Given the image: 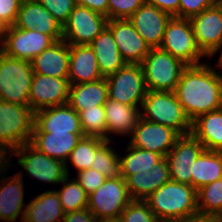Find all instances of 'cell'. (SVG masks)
<instances>
[{
    "mask_svg": "<svg viewBox=\"0 0 222 222\" xmlns=\"http://www.w3.org/2000/svg\"><path fill=\"white\" fill-rule=\"evenodd\" d=\"M34 74L53 78H68L69 44L63 39L56 41L31 60Z\"/></svg>",
    "mask_w": 222,
    "mask_h": 222,
    "instance_id": "25",
    "label": "cell"
},
{
    "mask_svg": "<svg viewBox=\"0 0 222 222\" xmlns=\"http://www.w3.org/2000/svg\"><path fill=\"white\" fill-rule=\"evenodd\" d=\"M64 212L56 190L36 196L25 206L22 222H62Z\"/></svg>",
    "mask_w": 222,
    "mask_h": 222,
    "instance_id": "30",
    "label": "cell"
},
{
    "mask_svg": "<svg viewBox=\"0 0 222 222\" xmlns=\"http://www.w3.org/2000/svg\"><path fill=\"white\" fill-rule=\"evenodd\" d=\"M199 218L214 220L222 214V178L197 190Z\"/></svg>",
    "mask_w": 222,
    "mask_h": 222,
    "instance_id": "32",
    "label": "cell"
},
{
    "mask_svg": "<svg viewBox=\"0 0 222 222\" xmlns=\"http://www.w3.org/2000/svg\"><path fill=\"white\" fill-rule=\"evenodd\" d=\"M171 222H198V218L191 219V220L171 221Z\"/></svg>",
    "mask_w": 222,
    "mask_h": 222,
    "instance_id": "49",
    "label": "cell"
},
{
    "mask_svg": "<svg viewBox=\"0 0 222 222\" xmlns=\"http://www.w3.org/2000/svg\"><path fill=\"white\" fill-rule=\"evenodd\" d=\"M171 17L170 14L161 11L156 6L144 3L128 20L150 48H159Z\"/></svg>",
    "mask_w": 222,
    "mask_h": 222,
    "instance_id": "19",
    "label": "cell"
},
{
    "mask_svg": "<svg viewBox=\"0 0 222 222\" xmlns=\"http://www.w3.org/2000/svg\"><path fill=\"white\" fill-rule=\"evenodd\" d=\"M106 80L108 98L119 103L141 107L148 89L140 64H126L114 74L106 77Z\"/></svg>",
    "mask_w": 222,
    "mask_h": 222,
    "instance_id": "9",
    "label": "cell"
},
{
    "mask_svg": "<svg viewBox=\"0 0 222 222\" xmlns=\"http://www.w3.org/2000/svg\"><path fill=\"white\" fill-rule=\"evenodd\" d=\"M89 45L94 51L103 78L114 74L127 64L123 60L108 26Z\"/></svg>",
    "mask_w": 222,
    "mask_h": 222,
    "instance_id": "27",
    "label": "cell"
},
{
    "mask_svg": "<svg viewBox=\"0 0 222 222\" xmlns=\"http://www.w3.org/2000/svg\"><path fill=\"white\" fill-rule=\"evenodd\" d=\"M169 180L170 171L165 157L153 169L132 171V175L125 179L132 200H145Z\"/></svg>",
    "mask_w": 222,
    "mask_h": 222,
    "instance_id": "21",
    "label": "cell"
},
{
    "mask_svg": "<svg viewBox=\"0 0 222 222\" xmlns=\"http://www.w3.org/2000/svg\"><path fill=\"white\" fill-rule=\"evenodd\" d=\"M77 5L87 7L108 18V0H75Z\"/></svg>",
    "mask_w": 222,
    "mask_h": 222,
    "instance_id": "46",
    "label": "cell"
},
{
    "mask_svg": "<svg viewBox=\"0 0 222 222\" xmlns=\"http://www.w3.org/2000/svg\"><path fill=\"white\" fill-rule=\"evenodd\" d=\"M218 61L220 62L221 66H222V55L219 57Z\"/></svg>",
    "mask_w": 222,
    "mask_h": 222,
    "instance_id": "53",
    "label": "cell"
},
{
    "mask_svg": "<svg viewBox=\"0 0 222 222\" xmlns=\"http://www.w3.org/2000/svg\"><path fill=\"white\" fill-rule=\"evenodd\" d=\"M3 175L4 173L2 179L0 178V221L15 222L21 215L22 222L25 213L23 173L19 172L8 178Z\"/></svg>",
    "mask_w": 222,
    "mask_h": 222,
    "instance_id": "22",
    "label": "cell"
},
{
    "mask_svg": "<svg viewBox=\"0 0 222 222\" xmlns=\"http://www.w3.org/2000/svg\"><path fill=\"white\" fill-rule=\"evenodd\" d=\"M140 65L146 87L152 91H175L181 73L187 66L160 48H151Z\"/></svg>",
    "mask_w": 222,
    "mask_h": 222,
    "instance_id": "6",
    "label": "cell"
},
{
    "mask_svg": "<svg viewBox=\"0 0 222 222\" xmlns=\"http://www.w3.org/2000/svg\"><path fill=\"white\" fill-rule=\"evenodd\" d=\"M105 141V139L95 136L81 137L68 158L72 165L76 168V171L80 172L91 168L96 150Z\"/></svg>",
    "mask_w": 222,
    "mask_h": 222,
    "instance_id": "35",
    "label": "cell"
},
{
    "mask_svg": "<svg viewBox=\"0 0 222 222\" xmlns=\"http://www.w3.org/2000/svg\"><path fill=\"white\" fill-rule=\"evenodd\" d=\"M179 137L180 135L172 128L140 117L133 133L129 136V144L165 157Z\"/></svg>",
    "mask_w": 222,
    "mask_h": 222,
    "instance_id": "14",
    "label": "cell"
},
{
    "mask_svg": "<svg viewBox=\"0 0 222 222\" xmlns=\"http://www.w3.org/2000/svg\"><path fill=\"white\" fill-rule=\"evenodd\" d=\"M83 133H32L30 144L45 155L65 163L69 175L67 160Z\"/></svg>",
    "mask_w": 222,
    "mask_h": 222,
    "instance_id": "24",
    "label": "cell"
},
{
    "mask_svg": "<svg viewBox=\"0 0 222 222\" xmlns=\"http://www.w3.org/2000/svg\"><path fill=\"white\" fill-rule=\"evenodd\" d=\"M9 156L10 152L8 151V149L4 148L0 144V174L3 172L6 173V171L9 169V166H11L10 164H8L10 163V161H12L9 159L10 158Z\"/></svg>",
    "mask_w": 222,
    "mask_h": 222,
    "instance_id": "47",
    "label": "cell"
},
{
    "mask_svg": "<svg viewBox=\"0 0 222 222\" xmlns=\"http://www.w3.org/2000/svg\"><path fill=\"white\" fill-rule=\"evenodd\" d=\"M55 42L38 30H23L13 25L1 30L0 50L10 57L31 61Z\"/></svg>",
    "mask_w": 222,
    "mask_h": 222,
    "instance_id": "10",
    "label": "cell"
},
{
    "mask_svg": "<svg viewBox=\"0 0 222 222\" xmlns=\"http://www.w3.org/2000/svg\"><path fill=\"white\" fill-rule=\"evenodd\" d=\"M23 0H0V29L13 26Z\"/></svg>",
    "mask_w": 222,
    "mask_h": 222,
    "instance_id": "43",
    "label": "cell"
},
{
    "mask_svg": "<svg viewBox=\"0 0 222 222\" xmlns=\"http://www.w3.org/2000/svg\"><path fill=\"white\" fill-rule=\"evenodd\" d=\"M141 118L172 128L180 136L191 133L192 122L174 91L148 90L140 108Z\"/></svg>",
    "mask_w": 222,
    "mask_h": 222,
    "instance_id": "3",
    "label": "cell"
},
{
    "mask_svg": "<svg viewBox=\"0 0 222 222\" xmlns=\"http://www.w3.org/2000/svg\"><path fill=\"white\" fill-rule=\"evenodd\" d=\"M215 4L216 0H179V18L190 19Z\"/></svg>",
    "mask_w": 222,
    "mask_h": 222,
    "instance_id": "42",
    "label": "cell"
},
{
    "mask_svg": "<svg viewBox=\"0 0 222 222\" xmlns=\"http://www.w3.org/2000/svg\"><path fill=\"white\" fill-rule=\"evenodd\" d=\"M33 74L31 61L10 57L0 50V100L29 106Z\"/></svg>",
    "mask_w": 222,
    "mask_h": 222,
    "instance_id": "4",
    "label": "cell"
},
{
    "mask_svg": "<svg viewBox=\"0 0 222 222\" xmlns=\"http://www.w3.org/2000/svg\"><path fill=\"white\" fill-rule=\"evenodd\" d=\"M122 222H161L145 200H132L121 213Z\"/></svg>",
    "mask_w": 222,
    "mask_h": 222,
    "instance_id": "38",
    "label": "cell"
},
{
    "mask_svg": "<svg viewBox=\"0 0 222 222\" xmlns=\"http://www.w3.org/2000/svg\"><path fill=\"white\" fill-rule=\"evenodd\" d=\"M198 222H214L212 220H206V219H203V218H199L198 217Z\"/></svg>",
    "mask_w": 222,
    "mask_h": 222,
    "instance_id": "52",
    "label": "cell"
},
{
    "mask_svg": "<svg viewBox=\"0 0 222 222\" xmlns=\"http://www.w3.org/2000/svg\"><path fill=\"white\" fill-rule=\"evenodd\" d=\"M70 83L68 78H53L33 74L29 93V106L36 112L43 108L68 103Z\"/></svg>",
    "mask_w": 222,
    "mask_h": 222,
    "instance_id": "16",
    "label": "cell"
},
{
    "mask_svg": "<svg viewBox=\"0 0 222 222\" xmlns=\"http://www.w3.org/2000/svg\"><path fill=\"white\" fill-rule=\"evenodd\" d=\"M216 5L221 9L222 11V0H216Z\"/></svg>",
    "mask_w": 222,
    "mask_h": 222,
    "instance_id": "51",
    "label": "cell"
},
{
    "mask_svg": "<svg viewBox=\"0 0 222 222\" xmlns=\"http://www.w3.org/2000/svg\"><path fill=\"white\" fill-rule=\"evenodd\" d=\"M145 201L161 222L191 220L199 217L197 190L188 184L169 180Z\"/></svg>",
    "mask_w": 222,
    "mask_h": 222,
    "instance_id": "2",
    "label": "cell"
},
{
    "mask_svg": "<svg viewBox=\"0 0 222 222\" xmlns=\"http://www.w3.org/2000/svg\"><path fill=\"white\" fill-rule=\"evenodd\" d=\"M191 134L205 150L222 152V107L193 120Z\"/></svg>",
    "mask_w": 222,
    "mask_h": 222,
    "instance_id": "28",
    "label": "cell"
},
{
    "mask_svg": "<svg viewBox=\"0 0 222 222\" xmlns=\"http://www.w3.org/2000/svg\"><path fill=\"white\" fill-rule=\"evenodd\" d=\"M34 128V111L27 105L0 100V144L14 149L30 143Z\"/></svg>",
    "mask_w": 222,
    "mask_h": 222,
    "instance_id": "5",
    "label": "cell"
},
{
    "mask_svg": "<svg viewBox=\"0 0 222 222\" xmlns=\"http://www.w3.org/2000/svg\"><path fill=\"white\" fill-rule=\"evenodd\" d=\"M197 47L205 57L214 56L222 49V11L215 4L189 19ZM222 55V50L221 54Z\"/></svg>",
    "mask_w": 222,
    "mask_h": 222,
    "instance_id": "13",
    "label": "cell"
},
{
    "mask_svg": "<svg viewBox=\"0 0 222 222\" xmlns=\"http://www.w3.org/2000/svg\"><path fill=\"white\" fill-rule=\"evenodd\" d=\"M14 26L23 30H38L55 41L62 40V25L37 0H23Z\"/></svg>",
    "mask_w": 222,
    "mask_h": 222,
    "instance_id": "20",
    "label": "cell"
},
{
    "mask_svg": "<svg viewBox=\"0 0 222 222\" xmlns=\"http://www.w3.org/2000/svg\"><path fill=\"white\" fill-rule=\"evenodd\" d=\"M145 0H108V20L128 19Z\"/></svg>",
    "mask_w": 222,
    "mask_h": 222,
    "instance_id": "39",
    "label": "cell"
},
{
    "mask_svg": "<svg viewBox=\"0 0 222 222\" xmlns=\"http://www.w3.org/2000/svg\"><path fill=\"white\" fill-rule=\"evenodd\" d=\"M100 222H122V221L119 217V218L105 219V220H102Z\"/></svg>",
    "mask_w": 222,
    "mask_h": 222,
    "instance_id": "48",
    "label": "cell"
},
{
    "mask_svg": "<svg viewBox=\"0 0 222 222\" xmlns=\"http://www.w3.org/2000/svg\"><path fill=\"white\" fill-rule=\"evenodd\" d=\"M196 190L222 178V152L203 150L190 166Z\"/></svg>",
    "mask_w": 222,
    "mask_h": 222,
    "instance_id": "31",
    "label": "cell"
},
{
    "mask_svg": "<svg viewBox=\"0 0 222 222\" xmlns=\"http://www.w3.org/2000/svg\"><path fill=\"white\" fill-rule=\"evenodd\" d=\"M117 48L127 64H141L150 47L128 19L108 20Z\"/></svg>",
    "mask_w": 222,
    "mask_h": 222,
    "instance_id": "18",
    "label": "cell"
},
{
    "mask_svg": "<svg viewBox=\"0 0 222 222\" xmlns=\"http://www.w3.org/2000/svg\"><path fill=\"white\" fill-rule=\"evenodd\" d=\"M217 67L222 69L219 61ZM174 92L192 122L198 116L222 107V74L204 61L187 65Z\"/></svg>",
    "mask_w": 222,
    "mask_h": 222,
    "instance_id": "1",
    "label": "cell"
},
{
    "mask_svg": "<svg viewBox=\"0 0 222 222\" xmlns=\"http://www.w3.org/2000/svg\"><path fill=\"white\" fill-rule=\"evenodd\" d=\"M63 26L75 8V0H37Z\"/></svg>",
    "mask_w": 222,
    "mask_h": 222,
    "instance_id": "40",
    "label": "cell"
},
{
    "mask_svg": "<svg viewBox=\"0 0 222 222\" xmlns=\"http://www.w3.org/2000/svg\"><path fill=\"white\" fill-rule=\"evenodd\" d=\"M213 221L214 222H222V214L218 215Z\"/></svg>",
    "mask_w": 222,
    "mask_h": 222,
    "instance_id": "50",
    "label": "cell"
},
{
    "mask_svg": "<svg viewBox=\"0 0 222 222\" xmlns=\"http://www.w3.org/2000/svg\"><path fill=\"white\" fill-rule=\"evenodd\" d=\"M107 23L108 18L105 15L76 5L62 26V39L69 45H89Z\"/></svg>",
    "mask_w": 222,
    "mask_h": 222,
    "instance_id": "12",
    "label": "cell"
},
{
    "mask_svg": "<svg viewBox=\"0 0 222 222\" xmlns=\"http://www.w3.org/2000/svg\"><path fill=\"white\" fill-rule=\"evenodd\" d=\"M126 156H120L121 177L126 179L132 175V171L153 169V166L160 162L164 156L158 153L131 146L128 143Z\"/></svg>",
    "mask_w": 222,
    "mask_h": 222,
    "instance_id": "33",
    "label": "cell"
},
{
    "mask_svg": "<svg viewBox=\"0 0 222 222\" xmlns=\"http://www.w3.org/2000/svg\"><path fill=\"white\" fill-rule=\"evenodd\" d=\"M12 152L10 153L12 156L10 158L17 156L18 165L39 181L49 184H60L67 176L63 161L45 155L30 143L19 146Z\"/></svg>",
    "mask_w": 222,
    "mask_h": 222,
    "instance_id": "11",
    "label": "cell"
},
{
    "mask_svg": "<svg viewBox=\"0 0 222 222\" xmlns=\"http://www.w3.org/2000/svg\"><path fill=\"white\" fill-rule=\"evenodd\" d=\"M62 222H100L96 216L88 209H82L64 213Z\"/></svg>",
    "mask_w": 222,
    "mask_h": 222,
    "instance_id": "44",
    "label": "cell"
},
{
    "mask_svg": "<svg viewBox=\"0 0 222 222\" xmlns=\"http://www.w3.org/2000/svg\"><path fill=\"white\" fill-rule=\"evenodd\" d=\"M76 173L77 177H75V179L79 182L88 195L93 193L107 180L106 176L102 175L93 168Z\"/></svg>",
    "mask_w": 222,
    "mask_h": 222,
    "instance_id": "41",
    "label": "cell"
},
{
    "mask_svg": "<svg viewBox=\"0 0 222 222\" xmlns=\"http://www.w3.org/2000/svg\"><path fill=\"white\" fill-rule=\"evenodd\" d=\"M98 62L90 45H69L70 85L81 84L102 79Z\"/></svg>",
    "mask_w": 222,
    "mask_h": 222,
    "instance_id": "23",
    "label": "cell"
},
{
    "mask_svg": "<svg viewBox=\"0 0 222 222\" xmlns=\"http://www.w3.org/2000/svg\"><path fill=\"white\" fill-rule=\"evenodd\" d=\"M67 175L63 180L61 190H56L60 197L61 207L64 213L86 209L88 206V194L79 182Z\"/></svg>",
    "mask_w": 222,
    "mask_h": 222,
    "instance_id": "34",
    "label": "cell"
},
{
    "mask_svg": "<svg viewBox=\"0 0 222 222\" xmlns=\"http://www.w3.org/2000/svg\"><path fill=\"white\" fill-rule=\"evenodd\" d=\"M159 48L186 65L201 64V58L205 56L197 47L190 20L175 16L168 21Z\"/></svg>",
    "mask_w": 222,
    "mask_h": 222,
    "instance_id": "7",
    "label": "cell"
},
{
    "mask_svg": "<svg viewBox=\"0 0 222 222\" xmlns=\"http://www.w3.org/2000/svg\"><path fill=\"white\" fill-rule=\"evenodd\" d=\"M111 141L106 140L95 152L91 168L97 170L107 178L121 176L120 156L110 146Z\"/></svg>",
    "mask_w": 222,
    "mask_h": 222,
    "instance_id": "36",
    "label": "cell"
},
{
    "mask_svg": "<svg viewBox=\"0 0 222 222\" xmlns=\"http://www.w3.org/2000/svg\"><path fill=\"white\" fill-rule=\"evenodd\" d=\"M78 114L84 136H95L107 140L104 105H97L95 108L85 109Z\"/></svg>",
    "mask_w": 222,
    "mask_h": 222,
    "instance_id": "37",
    "label": "cell"
},
{
    "mask_svg": "<svg viewBox=\"0 0 222 222\" xmlns=\"http://www.w3.org/2000/svg\"><path fill=\"white\" fill-rule=\"evenodd\" d=\"M145 3L156 6L172 17H179V0H145Z\"/></svg>",
    "mask_w": 222,
    "mask_h": 222,
    "instance_id": "45",
    "label": "cell"
},
{
    "mask_svg": "<svg viewBox=\"0 0 222 222\" xmlns=\"http://www.w3.org/2000/svg\"><path fill=\"white\" fill-rule=\"evenodd\" d=\"M141 107L130 106L107 98L104 103L107 124V140L111 141L110 133L115 135H131L136 127Z\"/></svg>",
    "mask_w": 222,
    "mask_h": 222,
    "instance_id": "26",
    "label": "cell"
},
{
    "mask_svg": "<svg viewBox=\"0 0 222 222\" xmlns=\"http://www.w3.org/2000/svg\"><path fill=\"white\" fill-rule=\"evenodd\" d=\"M132 201L123 177L107 180L88 196L87 208L99 221L119 218Z\"/></svg>",
    "mask_w": 222,
    "mask_h": 222,
    "instance_id": "8",
    "label": "cell"
},
{
    "mask_svg": "<svg viewBox=\"0 0 222 222\" xmlns=\"http://www.w3.org/2000/svg\"><path fill=\"white\" fill-rule=\"evenodd\" d=\"M203 150L202 143L191 133L180 136L165 156L171 180L192 186L190 166Z\"/></svg>",
    "mask_w": 222,
    "mask_h": 222,
    "instance_id": "15",
    "label": "cell"
},
{
    "mask_svg": "<svg viewBox=\"0 0 222 222\" xmlns=\"http://www.w3.org/2000/svg\"><path fill=\"white\" fill-rule=\"evenodd\" d=\"M108 98L106 78L70 85L68 104L77 112L104 105Z\"/></svg>",
    "mask_w": 222,
    "mask_h": 222,
    "instance_id": "29",
    "label": "cell"
},
{
    "mask_svg": "<svg viewBox=\"0 0 222 222\" xmlns=\"http://www.w3.org/2000/svg\"><path fill=\"white\" fill-rule=\"evenodd\" d=\"M32 133H83L79 114L67 103L34 112Z\"/></svg>",
    "mask_w": 222,
    "mask_h": 222,
    "instance_id": "17",
    "label": "cell"
}]
</instances>
